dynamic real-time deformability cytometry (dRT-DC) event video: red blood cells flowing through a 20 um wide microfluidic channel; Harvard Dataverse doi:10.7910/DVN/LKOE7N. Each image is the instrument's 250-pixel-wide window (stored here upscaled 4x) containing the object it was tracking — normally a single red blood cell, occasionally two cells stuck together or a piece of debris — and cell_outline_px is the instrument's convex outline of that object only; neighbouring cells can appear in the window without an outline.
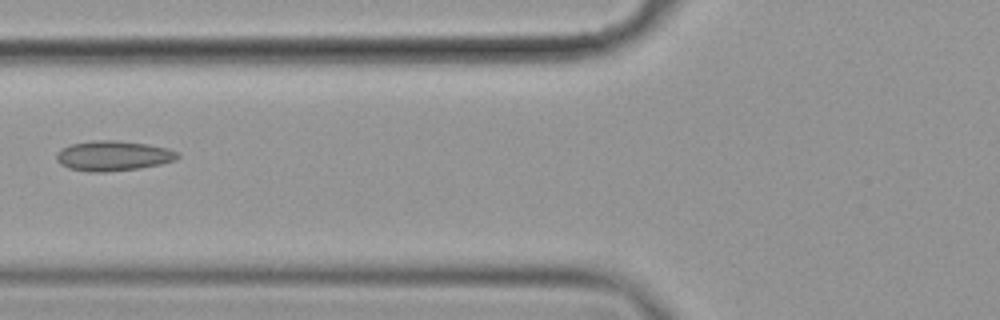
{"species": "common noctule bat (a hibernating species)", "species_latin": "Nyctalus noctula", "temperature_condition": "cold", "stored_images_in_passage": 8, "camera_frame_rate_fps": 3000, "um_per_image_px": 0.085, "animal": {"sex": "female", "body_mass_g": 19.9}, "frame": {"image": 1, "passage_image": 6, "time_ms": 1.667, "image_size_px": [1000, 320], "cell_outline_px": [[180, 156], [176, 160], [160, 164], [140, 168], [104, 172], [88, 172], [68, 168], [60, 164], [56, 160], [56, 152], [72, 144], [92, 140], [112, 140], [148, 144], [168, 148], [180, 152]], "centroid_in_image_um": [9.63, 13.25], "position_along_channel_um": 116.2, "area_um2": 21.33}}
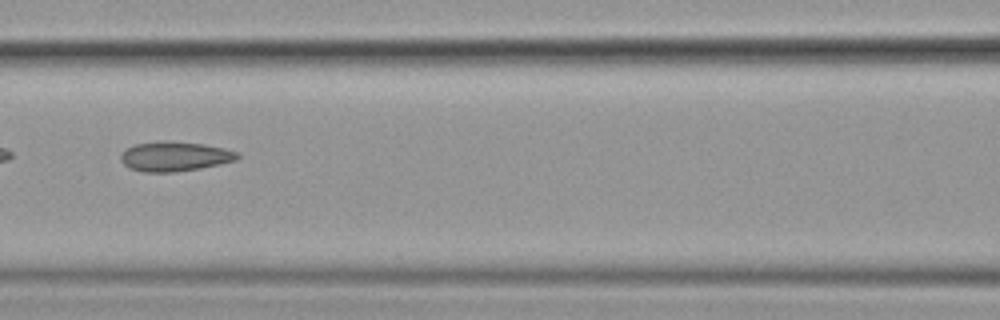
{"frame": {"image": 2, "passage_image": 7, "time_ms": 2.0, "image_size_px": [1000, 320], "cell_outline_px": [[240, 156], [236, 160], [220, 164], [200, 168], [172, 172], [144, 172], [128, 168], [120, 160], [120, 156], [128, 148], [136, 144], [160, 140], [168, 140], [204, 144], [224, 148], [236, 152]], "centroid_in_image_um": [14.84, 13.29], "position_along_channel_um": 151.8, "area_um2": 20.17}}
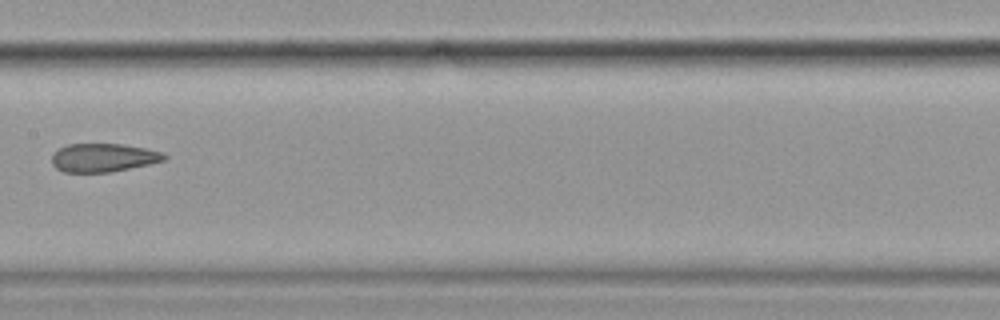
{"frame": {"image": 3, "passage_image": 8, "time_ms": 2.333, "image_size_px": [1000, 320], "cell_outline_px": [[168, 156], [164, 160], [148, 164], [112, 172], [64, 172], [56, 168], [52, 164], [52, 156], [60, 148], [68, 144], [120, 144], [144, 148], [164, 152]], "centroid_in_image_um": [8.79, 13.4], "position_along_channel_um": 198.6, "area_um2": 18.5}}